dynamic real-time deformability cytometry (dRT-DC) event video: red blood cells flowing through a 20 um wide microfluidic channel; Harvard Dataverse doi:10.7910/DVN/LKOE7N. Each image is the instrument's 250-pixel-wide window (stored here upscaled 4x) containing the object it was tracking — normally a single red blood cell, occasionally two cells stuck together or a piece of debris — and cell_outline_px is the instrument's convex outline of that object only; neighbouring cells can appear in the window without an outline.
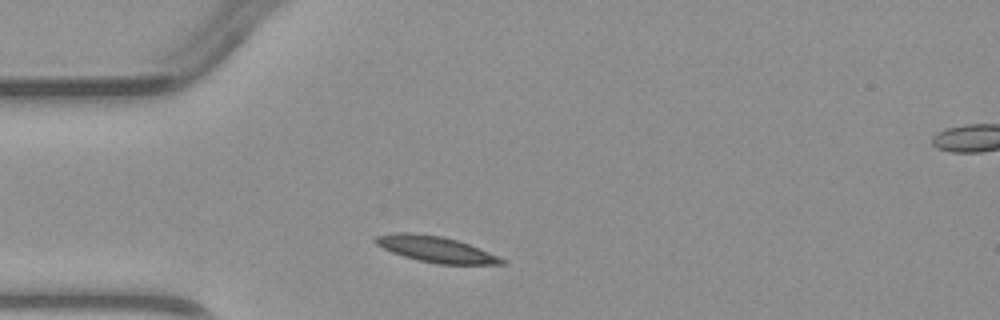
{"species": "common noctule bat (a hibernating species)", "species_latin": "Nyctalus noctula", "temperature_condition": "warm", "stored_images_in_passage": 2, "segment_of_instrument_passage": [1, 2], "camera_frame_rate_fps": 3000, "um_per_image_px": 0.085, "animal": {"sex": "male", "body_mass_g": 23.1, "forearm_length_mm": 52.7}, "frame": {"image": 1, "passage_image": 1, "time_ms": 0.0, "image_size_px": [1000, 320], "cell_outline_px": [[508, 264], [436, 264], [404, 256], [392, 252], [376, 244], [372, 240], [376, 236], [396, 232], [408, 232], [444, 236], [468, 244], [508, 260]], "centroid_in_image_um": [37.05, 21.18], "position_along_channel_um": 48.0, "area_um2": 19.02}}